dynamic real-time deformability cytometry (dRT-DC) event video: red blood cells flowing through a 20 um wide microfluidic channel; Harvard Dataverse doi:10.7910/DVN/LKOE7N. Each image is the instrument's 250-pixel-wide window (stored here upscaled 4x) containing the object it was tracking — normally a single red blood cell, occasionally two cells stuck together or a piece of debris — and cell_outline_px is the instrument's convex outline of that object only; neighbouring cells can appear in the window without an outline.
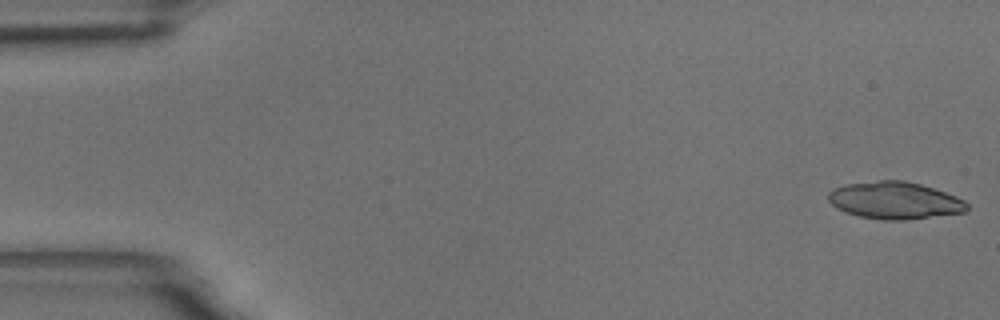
{"species": "common noctule bat (a hibernating species)", "species_latin": "Nyctalus noctula", "temperature_condition": "room temperature", "stored_images_in_passage": 55, "camera_frame_rate_fps": 3000, "um_per_image_px": 0.085, "animal": {"sex": "male", "body_mass_g": 18.8}, "frame": {"image": 1, "passage_image": 1, "time_ms": 0.0, "image_size_px": [1000, 320], "cell_outline_px": [[968, 208], [964, 212], [904, 220], [884, 220], [860, 216], [844, 212], [836, 208], [828, 200], [828, 192], [832, 188], [844, 184], [880, 180], [904, 180], [920, 184], [956, 196], [964, 200], [968, 204]], "centroid_in_image_um": [76.01, 17.03], "position_along_channel_um": 9.0, "area_um2": 30.06}, "authors_computed_cell_mechanics": {"area_um2": 16.0106, "velocity_mm_per_s": 3.6356, "shape_relaxation_time_tau1_ms": null, "shape_relaxation_time_tau2_ms": 5.4197, "deformation_change_tau1": null, "deformation_change_tau2": 0.149}}